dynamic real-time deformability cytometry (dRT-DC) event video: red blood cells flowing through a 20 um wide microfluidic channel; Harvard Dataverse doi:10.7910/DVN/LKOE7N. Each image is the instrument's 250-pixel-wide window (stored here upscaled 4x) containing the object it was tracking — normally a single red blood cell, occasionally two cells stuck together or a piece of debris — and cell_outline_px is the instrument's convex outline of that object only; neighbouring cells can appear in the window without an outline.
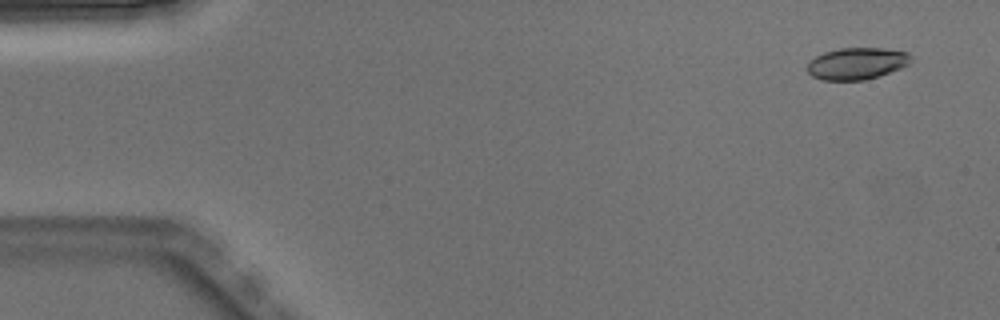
{"species": "Egyptian fruit bat (a non-hibernating species)", "species_latin": "Rousettus aegyptiacus", "temperature_condition": "warm", "stored_images_in_passage": 5, "camera_frame_rate_fps": 3000, "um_per_image_px": 0.085, "animal": {"sex": "male"}, "frame": {"image": 1, "passage_image": 1, "time_ms": 0.0, "image_size_px": [1000, 320], "cell_outline_px": [[912, 60], [908, 64], [900, 68], [864, 80], [824, 80], [812, 76], [808, 72], [808, 60], [824, 52], [840, 48], [884, 48], [908, 52], [912, 56]], "centroid_in_image_um": [72.82, 5.38], "position_along_channel_um": 12.2, "area_um2": 19.13}}
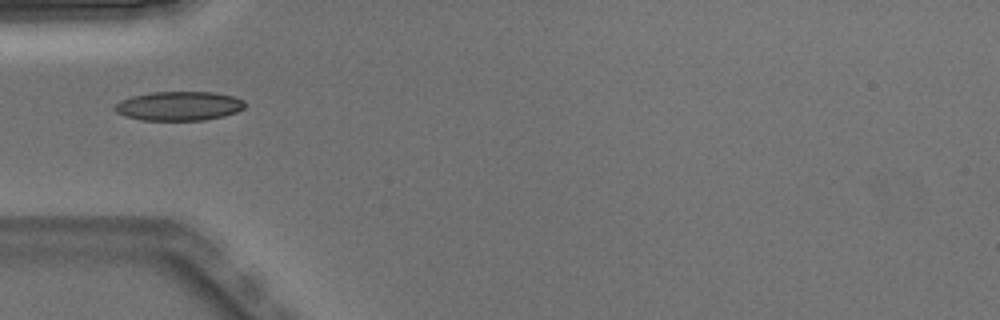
{"frame": {"image": 2, "passage_image": 4, "time_ms": 1.0, "image_size_px": [1000, 320], "cell_outline_px": [[244, 108], [236, 112], [224, 116], [204, 120], [140, 120], [124, 116], [116, 112], [112, 108], [120, 100], [132, 96], [152, 92], [212, 92], [236, 96], [244, 100]], "centroid_in_image_um": [15.2, 9.01], "position_along_channel_um": 69.8, "area_um2": 22.25}}